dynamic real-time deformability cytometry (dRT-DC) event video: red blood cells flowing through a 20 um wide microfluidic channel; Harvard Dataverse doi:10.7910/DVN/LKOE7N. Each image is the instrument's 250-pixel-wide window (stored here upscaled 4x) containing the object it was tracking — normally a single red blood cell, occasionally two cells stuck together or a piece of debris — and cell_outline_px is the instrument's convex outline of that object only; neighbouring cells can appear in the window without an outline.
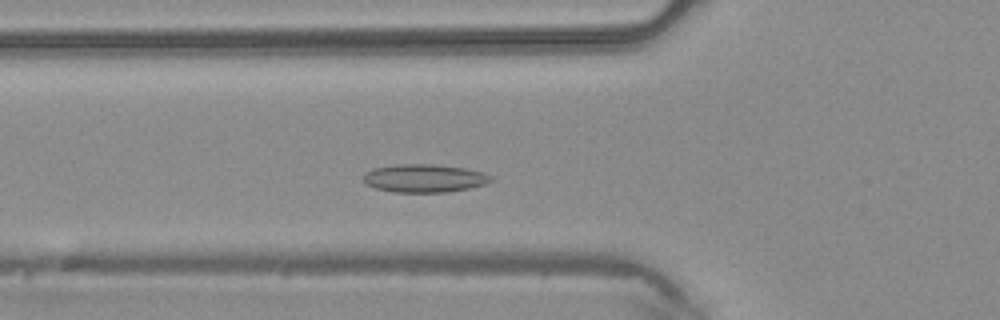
{"species": "common noctule bat (a hibernating species)", "species_latin": "Nyctalus noctula", "temperature_condition": "warm", "stored_images_in_passage": 34, "camera_frame_rate_fps": 3000, "um_per_image_px": 0.085, "animal": {"sex": "male", "body_mass_g": 20.4}, "frame": {"image": 1, "passage_image": 10, "time_ms": 3.0, "image_size_px": [1000, 320], "cell_outline_px": [[492, 180], [484, 184], [468, 188], [448, 192], [392, 192], [376, 188], [368, 184], [364, 180], [364, 172], [372, 168], [396, 164], [432, 164], [468, 168], [484, 172], [492, 176]], "centroid_in_image_um": [36.07, 15.14], "position_along_channel_um": 89.7, "area_um2": 20.98}}
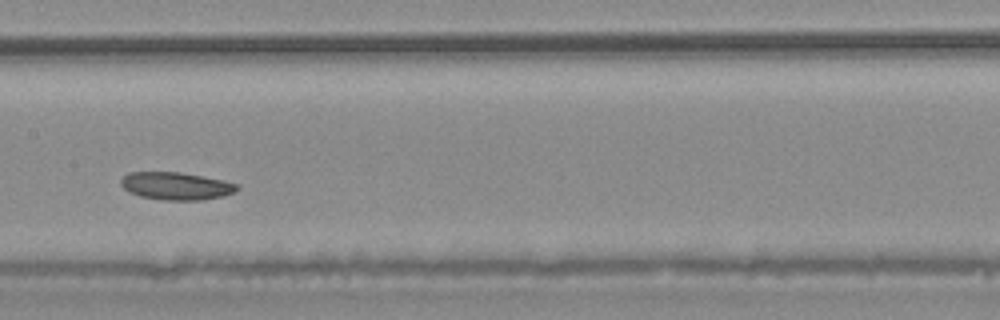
{"frame": {"image": 2, "passage_image": 17, "time_ms": 5.333, "image_size_px": [1000, 320], "cell_outline_px": [[240, 188], [236, 192], [224, 196], [200, 200], [160, 200], [140, 196], [128, 192], [120, 184], [120, 180], [128, 172], [180, 172], [224, 180], [236, 184]], "centroid_in_image_um": [14.97, 15.81], "position_along_channel_um": 192.4, "area_um2": 18.84}}
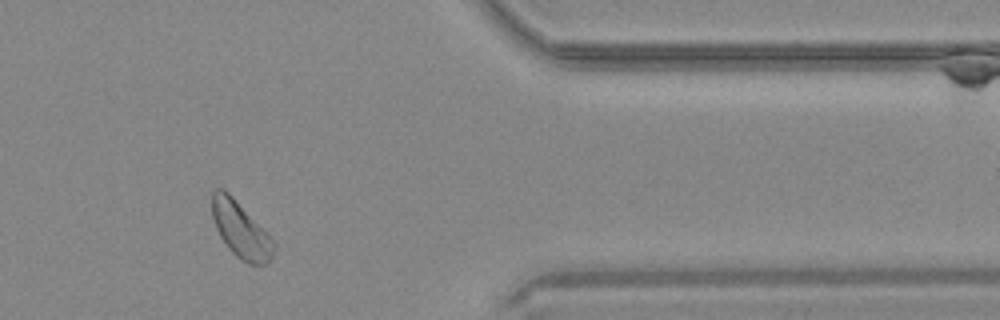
{"frame": {"image": 3, "passage_image": 32, "time_ms": 10.333, "image_size_px": [1000, 320], "cell_outline_px": [[276, 244], [272, 260], [268, 264], [248, 264], [240, 260], [228, 248], [220, 236], [216, 228], [212, 216], [212, 192], [216, 188], [224, 188], [232, 196]], "centroid_in_image_um": [20.45, 19.57], "position_along_channel_um": 391.0, "area_um2": 19.88}}